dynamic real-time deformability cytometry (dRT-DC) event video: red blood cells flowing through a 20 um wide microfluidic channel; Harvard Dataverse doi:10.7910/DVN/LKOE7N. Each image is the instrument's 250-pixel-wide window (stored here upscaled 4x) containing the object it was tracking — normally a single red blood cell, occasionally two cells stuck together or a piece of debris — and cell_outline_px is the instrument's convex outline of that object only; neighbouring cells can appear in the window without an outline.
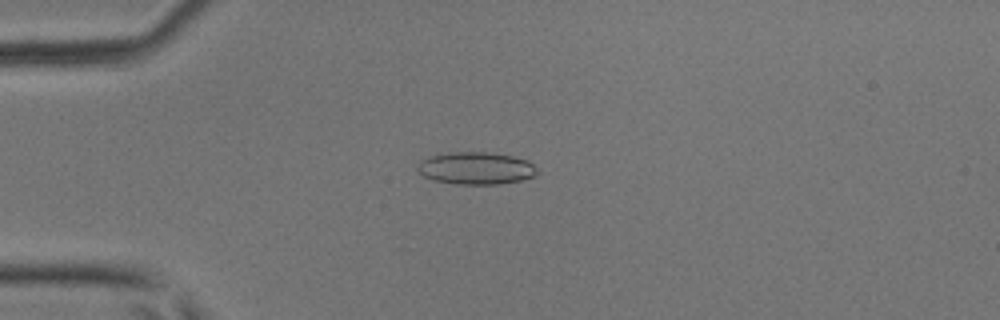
{"species": "common noctule bat (a hibernating species)", "species_latin": "Nyctalus noctula", "temperature_condition": "room temperature", "stored_images_in_passage": 48, "camera_frame_rate_fps": 3000, "um_per_image_px": 0.085, "animal": {"sex": "male", "body_mass_g": 17.9, "forearm_length_mm": 54.2}, "frame": {"image": 1, "passage_image": 13, "time_ms": 4.0, "image_size_px": [1000, 320], "cell_outline_px": [[540, 172], [536, 176], [520, 180], [500, 184], [452, 184], [432, 180], [424, 176], [416, 168], [420, 160], [428, 156], [448, 152], [484, 152], [512, 156], [528, 160], [540, 168]], "centroid_in_image_um": [40.48, 14.3], "position_along_channel_um": 44.5, "area_um2": 22.95}}
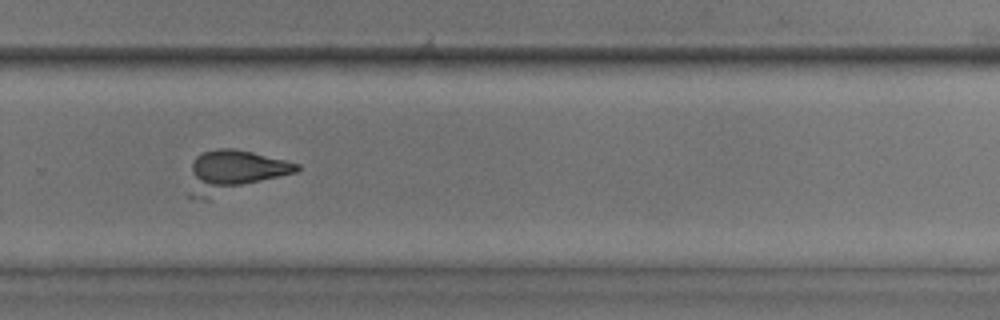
{"frame": {"image": 2, "passage_image": 33, "time_ms": 10.667, "image_size_px": [1000, 320], "cell_outline_px": [[300, 168], [296, 172], [208, 200], [204, 200], [200, 196], [192, 172], [192, 160], [196, 156], [204, 152], [216, 148], [232, 148], [252, 152], [300, 164]], "centroid_in_image_um": [20.03, 14.53], "position_along_channel_um": 309.8, "area_um2": 25.26}}
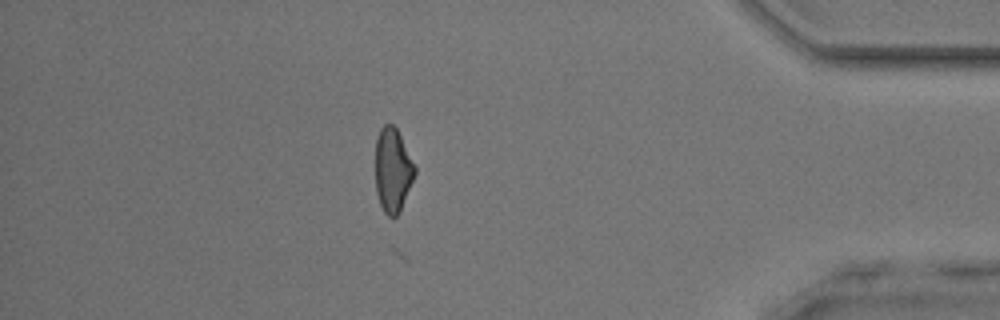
{"frame": {"image": 3, "passage_image": 42, "time_ms": 13.667, "image_size_px": [1000, 320], "cell_outline_px": [[416, 172], [400, 212], [396, 216], [388, 216], [384, 212], [380, 204], [376, 192], [376, 140], [380, 128], [384, 124], [392, 124], [396, 128], [416, 168]], "centroid_in_image_um": [33.37, 14.47], "position_along_channel_um": 401.8, "area_um2": 19.07}}